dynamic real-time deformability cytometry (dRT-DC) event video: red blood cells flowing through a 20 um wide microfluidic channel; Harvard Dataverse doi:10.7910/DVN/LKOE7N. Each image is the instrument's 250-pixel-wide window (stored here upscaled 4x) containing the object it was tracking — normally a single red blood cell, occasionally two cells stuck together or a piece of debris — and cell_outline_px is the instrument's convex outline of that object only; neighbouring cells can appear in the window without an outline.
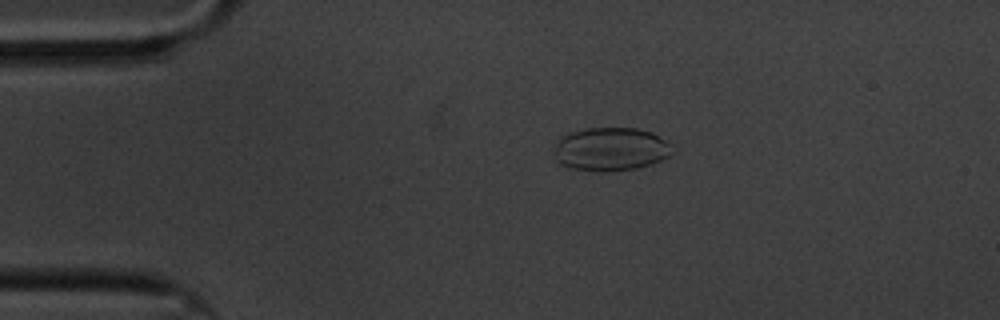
{"species": "common noctule bat (a hibernating species)", "species_latin": "Nyctalus noctula", "temperature_condition": "cold", "stored_images_in_passage": 51, "camera_frame_rate_fps": 3000, "um_per_image_px": 0.085, "animal": {"sex": "male", "body_mass_g": 20.1, "forearm_length_mm": 53.5}, "frame": {"image": 1, "passage_image": 3, "time_ms": 0.667, "image_size_px": [1000, 320], "cell_outline_px": [[676, 152], [660, 160], [636, 168], [608, 172], [604, 172], [568, 168], [560, 164], [556, 160], [552, 152], [560, 136], [568, 132], [588, 128], [636, 128], [652, 132], [664, 140]], "centroid_in_image_um": [51.85, 12.68], "position_along_channel_um": 33.2, "area_um2": 30.11}}
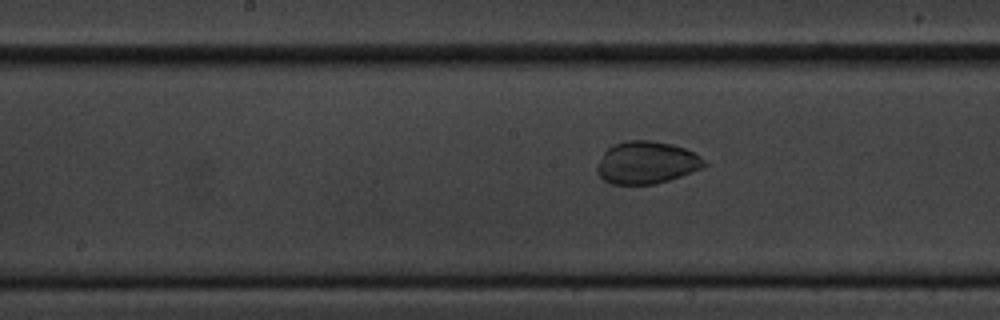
{"frame": {"image": 2, "passage_image": 21, "time_ms": 6.667, "image_size_px": [1000, 320], "cell_outline_px": [[708, 164], [704, 168], [656, 184], [612, 184], [604, 180], [596, 172], [596, 164], [604, 152], [608, 148], [616, 144], [628, 140], [652, 140], [672, 144], [696, 152]], "centroid_in_image_um": [54.97, 13.82], "position_along_channel_um": 193.2, "area_um2": 26.65}}
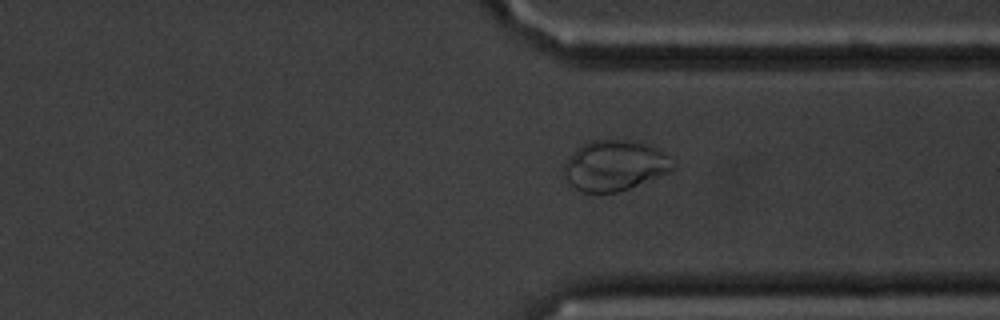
{"frame": {"image": 3, "passage_image": 36, "time_ms": 11.667, "image_size_px": [1000, 320], "cell_outline_px": [[676, 164], [668, 172], [628, 188], [616, 192], [580, 192], [568, 184], [564, 176], [564, 164], [584, 144], [592, 140], [616, 140], [648, 144], [656, 148], [668, 156]], "centroid_in_image_um": [52.23, 14.09], "position_along_channel_um": 359.2, "area_um2": 31.21}, "authors_computed_cell_mechanics": {"area_um2": 29.3624, "velocity_mm_per_s": 3.3302, "shape_relaxation_time_tau1_ms": 2.7013, "shape_relaxation_time_tau2_ms": null, "deformation_change_tau1": 0.0727, "deformation_change_tau2": null}}